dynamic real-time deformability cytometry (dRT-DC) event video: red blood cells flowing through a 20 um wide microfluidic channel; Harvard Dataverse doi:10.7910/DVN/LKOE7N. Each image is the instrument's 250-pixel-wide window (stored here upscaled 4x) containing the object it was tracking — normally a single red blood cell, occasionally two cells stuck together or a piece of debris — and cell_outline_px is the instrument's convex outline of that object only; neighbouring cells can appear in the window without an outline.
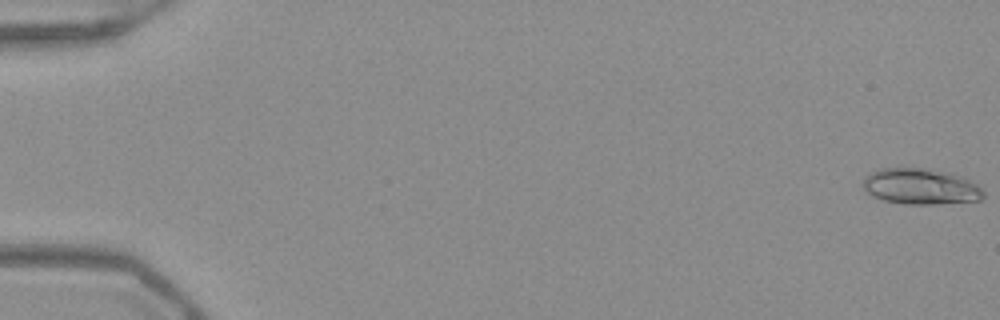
{"species": "Egyptian fruit bat (a non-hibernating species)", "species_latin": "Rousettus aegyptiacus", "temperature_condition": "warm", "stored_images_in_passage": 53, "camera_frame_rate_fps": 3000, "um_per_image_px": 0.085, "frame": {"image": 1, "passage_image": 1, "time_ms": 0.0, "image_size_px": [1000, 320], "cell_outline_px": [[984, 196], [980, 200], [936, 204], [904, 204], [884, 200], [872, 196], [864, 188], [864, 176], [880, 168], [920, 168], [944, 172], [960, 176], [976, 184], [984, 192]], "centroid_in_image_um": [78.23, 15.86], "position_along_channel_um": 6.8, "area_um2": 24.85}}
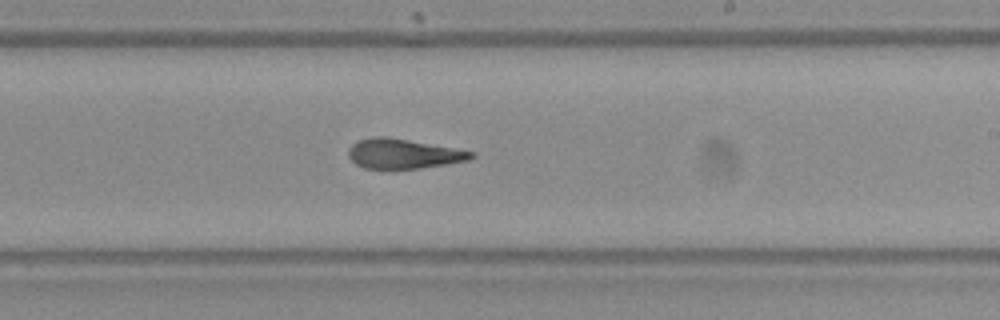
{"frame": {"image": 2, "passage_image": 33, "time_ms": 10.667, "image_size_px": [1000, 320], "cell_outline_px": [[476, 156], [468, 160], [448, 164], [420, 168], [364, 168], [356, 164], [348, 156], [348, 148], [352, 144], [360, 140], [376, 136], [384, 136], [408, 140], [476, 152]], "centroid_in_image_um": [34.29, 13.07], "position_along_channel_um": 254.7, "area_um2": 21.04}}
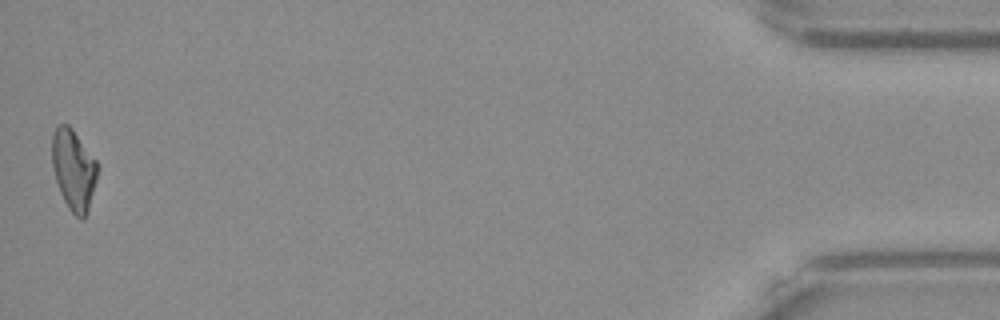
{"frame": {"image": 3, "passage_image": 53, "time_ms": 17.333, "image_size_px": [1000, 320], "cell_outline_px": [[100, 168], [88, 212], [84, 220], [80, 220], [68, 208], [60, 192], [56, 180], [52, 164], [52, 136], [56, 128], [60, 124], [68, 124], [72, 128], [96, 160]], "centroid_in_image_um": [6.28, 14.46], "position_along_channel_um": 428.9, "area_um2": 21.56}, "authors_computed_cell_mechanics": {"area_um2": 21.9062, "velocity_mm_per_s": 3.9277, "shape_relaxation_time_tau1_ms": 8.7577, "shape_relaxation_time_tau2_ms": 2.5145, "deformation_change_tau1": 0.2763, "deformation_change_tau2": 0.1229}}